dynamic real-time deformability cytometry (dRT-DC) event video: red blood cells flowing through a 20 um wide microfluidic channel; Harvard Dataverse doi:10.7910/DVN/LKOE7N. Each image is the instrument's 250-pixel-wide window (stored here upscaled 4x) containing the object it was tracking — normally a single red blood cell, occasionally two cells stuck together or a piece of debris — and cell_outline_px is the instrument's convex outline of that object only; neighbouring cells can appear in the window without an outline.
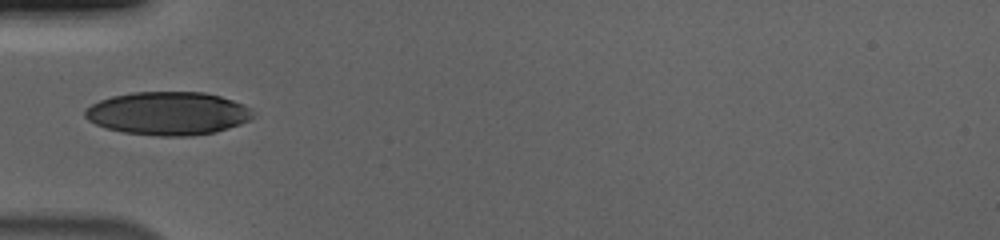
{"species": "human", "species_latin": "Homo sapiens", "temperature_condition": "cold", "stored_images_in_passage": 23, "camera_frame_rate_fps": 3000, "um_per_image_px": 0.085, "donor": {"sex": "male"}, "frame": {"image": 1, "passage_image": 1, "time_ms": 0.0, "image_size_px": [1000, 240], "cell_outline_px": [[256, 116], [240, 124], [216, 132], [192, 136], [160, 136], [124, 132], [104, 128], [88, 120], [84, 116], [84, 108], [100, 100], [112, 96], [132, 92], [204, 92], [220, 96], [244, 104]], "centroid_in_image_um": [14.26, 9.64], "position_along_channel_um": 70.7, "area_um2": 42.43}}
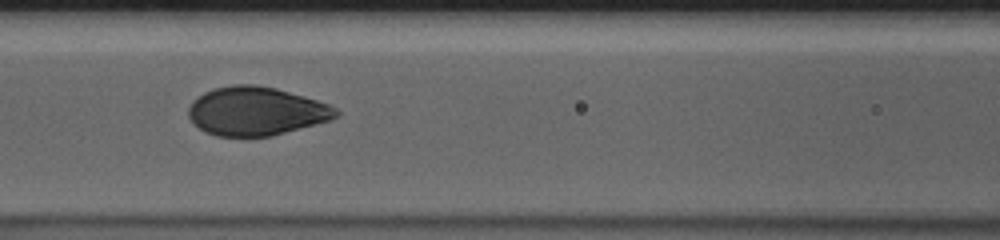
{"frame": {"image": 2, "passage_image": 7, "time_ms": 2.0, "image_size_px": [1000, 240], "cell_outline_px": [[340, 116], [332, 120], [272, 136], [216, 136], [204, 132], [188, 116], [188, 108], [192, 100], [204, 92], [216, 88], [232, 84], [256, 84], [276, 88], [304, 96], [328, 104], [336, 108], [340, 112]], "centroid_in_image_um": [21.79, 9.45], "position_along_channel_um": 144.8, "area_um2": 41.96}}
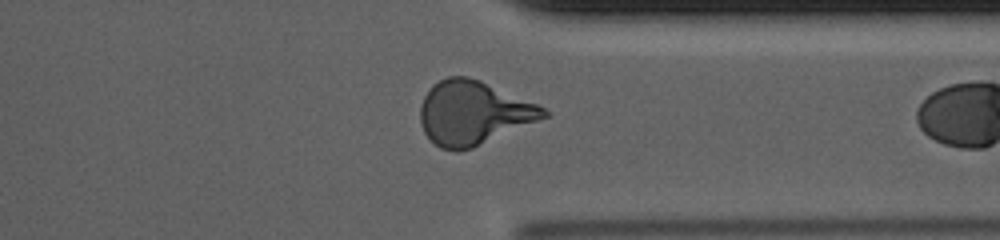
{"frame": {"image": 3, "passage_image": 22, "time_ms": 7.0, "image_size_px": [1000, 240], "cell_outline_px": [[548, 116], [472, 148], [456, 152], [440, 148], [424, 132], [420, 124], [420, 104], [424, 96], [432, 84], [448, 76], [464, 76], [480, 80], [536, 104], [544, 108], [548, 112]], "centroid_in_image_um": [40.18, 9.6], "position_along_channel_um": 371.2, "area_um2": 45.37}}